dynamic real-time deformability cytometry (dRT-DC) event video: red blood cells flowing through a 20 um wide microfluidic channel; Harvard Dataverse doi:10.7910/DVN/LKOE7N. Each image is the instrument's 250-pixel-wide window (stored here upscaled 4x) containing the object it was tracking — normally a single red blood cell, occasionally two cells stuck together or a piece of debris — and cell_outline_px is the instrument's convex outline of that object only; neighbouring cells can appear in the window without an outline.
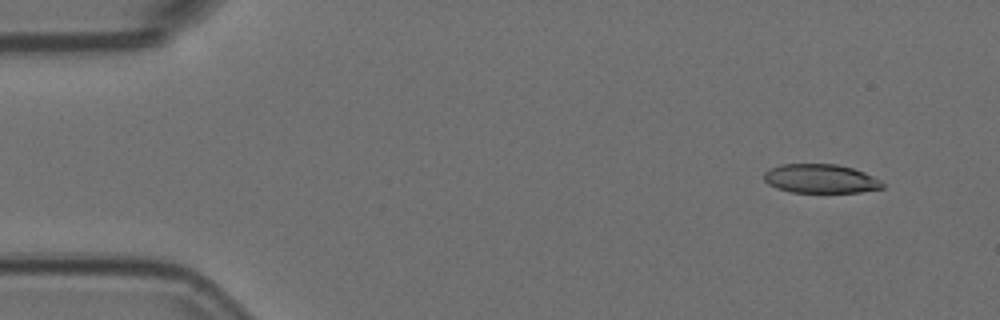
{"species": "Egyptian fruit bat (a non-hibernating species)", "species_latin": "Rousettus aegyptiacus", "temperature_condition": "room temperature", "stored_images_in_passage": 4, "camera_frame_rate_fps": 3000, "um_per_image_px": 0.085, "animal": {"sex": "female"}, "frame": {"image": 1, "passage_image": 1, "time_ms": 0.0, "image_size_px": [1000, 320], "cell_outline_px": [[884, 188], [860, 192], [792, 192], [776, 188], [768, 184], [764, 180], [764, 172], [780, 164], [836, 164], [852, 168], [864, 172], [880, 180], [884, 184]], "centroid_in_image_um": [69.75, 15.19], "position_along_channel_um": 15.3, "area_um2": 19.94}}